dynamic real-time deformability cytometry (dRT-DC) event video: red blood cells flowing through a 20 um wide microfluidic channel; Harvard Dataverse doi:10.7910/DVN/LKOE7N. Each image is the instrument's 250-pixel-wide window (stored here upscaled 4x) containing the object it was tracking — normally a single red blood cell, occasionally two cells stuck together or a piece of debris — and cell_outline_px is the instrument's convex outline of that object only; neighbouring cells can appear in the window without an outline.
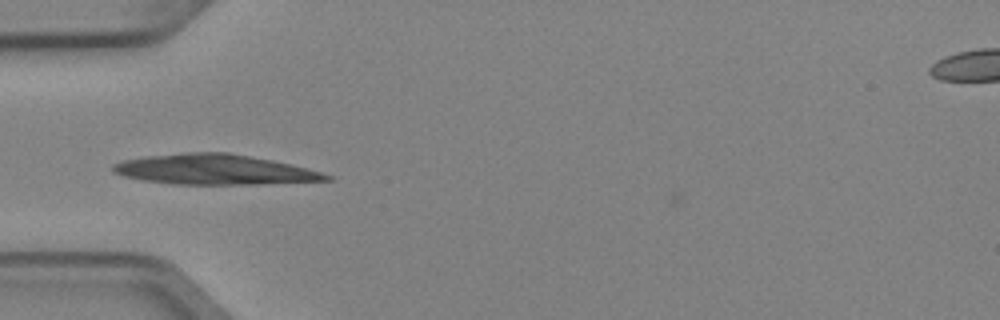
{"species": "Egyptian fruit bat (a non-hibernating species)", "species_latin": "Rousettus aegyptiacus", "temperature_condition": "cold", "stored_images_in_passage": 4, "camera_frame_rate_fps": 3000, "um_per_image_px": 0.085, "animal": {"sex": "female"}, "frame": {"image": 1, "passage_image": 3, "time_ms": 0.667, "image_size_px": [1000, 320], "cell_outline_px": [[336, 180], [260, 184], [172, 184], [144, 180], [124, 176], [112, 172], [112, 164], [124, 160], [144, 156], [188, 152], [228, 152], [272, 160], [292, 164], [320, 172], [332, 176]], "centroid_in_image_um": [18.23, 14.41], "position_along_channel_um": 66.8, "area_um2": 37.57}}
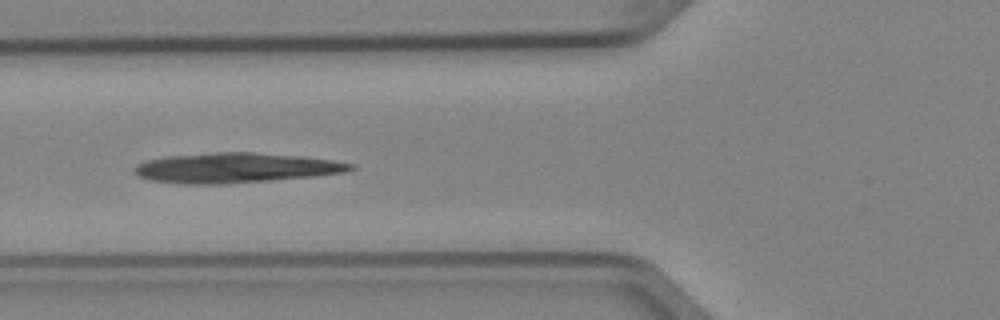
{"frame": {"image": 2, "passage_image": 4, "time_ms": 1.0, "image_size_px": [1000, 320], "cell_outline_px": [[356, 168], [344, 172], [312, 176], [224, 184], [184, 184], [148, 180], [140, 176], [132, 168], [136, 164], [144, 160], [164, 156], [216, 152], [252, 152], [304, 156], [332, 160], [356, 164]], "centroid_in_image_um": [19.98, 14.25], "position_along_channel_um": 105.8, "area_um2": 37.86}}